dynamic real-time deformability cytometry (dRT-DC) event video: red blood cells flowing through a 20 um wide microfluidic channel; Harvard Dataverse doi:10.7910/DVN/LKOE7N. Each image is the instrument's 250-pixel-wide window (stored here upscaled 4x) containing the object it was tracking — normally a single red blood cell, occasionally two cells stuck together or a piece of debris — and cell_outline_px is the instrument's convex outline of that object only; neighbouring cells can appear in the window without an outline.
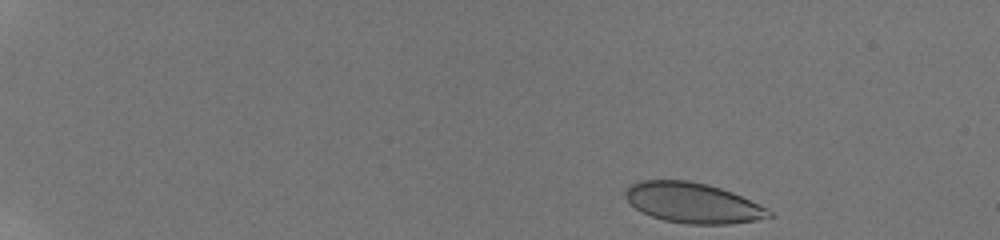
{"species": "human", "species_latin": "Homo sapiens", "temperature_condition": "room temperature", "stored_images_in_passage": 9, "camera_frame_rate_fps": 3000, "um_per_image_px": 0.085, "donor": {"sex": "male"}, "frame": {"image": 1, "passage_image": 1, "time_ms": 0.0, "image_size_px": [1000, 240], "cell_outline_px": [[776, 216], [756, 220], [728, 224], [688, 224], [664, 220], [652, 216], [636, 208], [624, 196], [624, 192], [632, 184], [640, 180], [688, 180], [708, 184], [732, 192], [768, 208]], "centroid_in_image_um": [58.92, 17.24], "position_along_channel_um": 26.1, "area_um2": 33.58}}
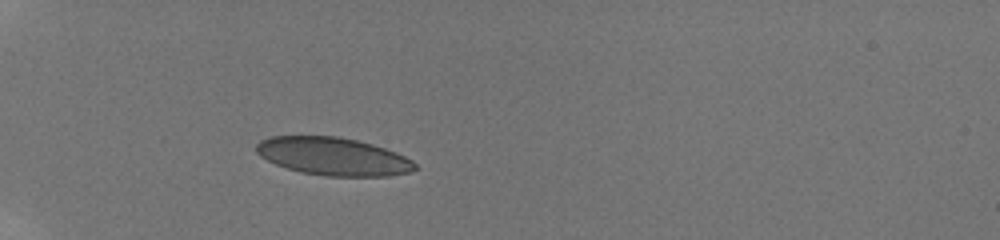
{"frame": {"image": 2, "passage_image": 6, "time_ms": 3.667, "image_size_px": [1000, 240], "cell_outline_px": [[420, 168], [408, 172], [388, 176], [324, 176], [300, 172], [276, 164], [260, 156], [256, 152], [256, 144], [260, 140], [272, 136], [336, 136], [356, 140], [372, 144], [396, 152], [412, 160]], "centroid_in_image_um": [28.32, 13.29], "position_along_channel_um": 56.7, "area_um2": 35.03}}
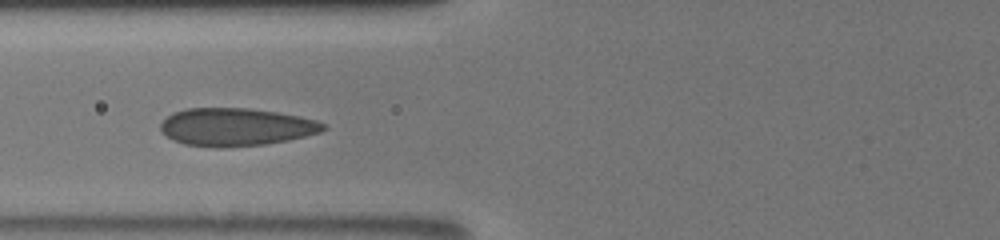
{"frame": {"image": 3, "passage_image": 8, "time_ms": 5.667, "image_size_px": [1000, 240], "cell_outline_px": [[328, 128], [320, 132], [288, 140], [264, 144], [220, 148], [216, 148], [184, 144], [172, 140], [160, 128], [160, 124], [172, 112], [188, 108], [248, 108], [276, 112], [300, 116], [316, 120], [324, 124]], "centroid_in_image_um": [20.05, 10.79], "position_along_channel_um": 105.7, "area_um2": 35.84}}